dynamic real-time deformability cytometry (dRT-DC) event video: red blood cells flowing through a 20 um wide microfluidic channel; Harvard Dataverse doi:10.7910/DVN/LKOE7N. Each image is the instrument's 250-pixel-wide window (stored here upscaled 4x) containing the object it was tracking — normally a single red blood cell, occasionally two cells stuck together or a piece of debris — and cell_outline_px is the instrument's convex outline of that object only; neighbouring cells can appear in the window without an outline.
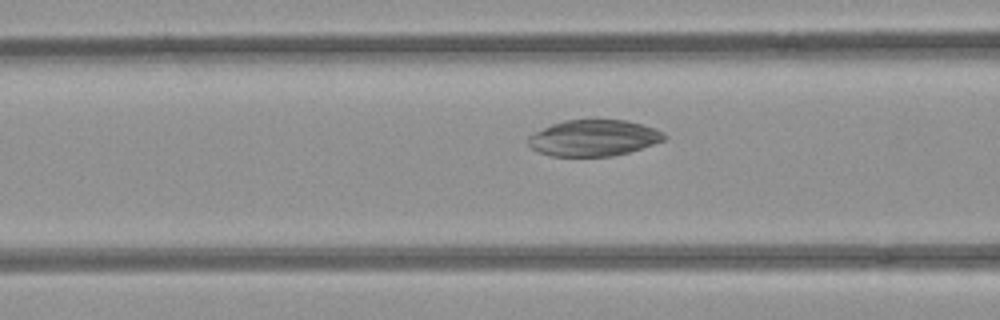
{"species": "common noctule bat (a hibernating species)", "species_latin": "Nyctalus noctula", "temperature_condition": "room temperature", "stored_images_in_passage": 7, "camera_frame_rate_fps": 3000, "um_per_image_px": 0.085, "animal": {"sex": "female", "body_mass_g": 21.9}, "frame": {"image": 1, "passage_image": 5, "time_ms": 1.333, "image_size_px": [1000, 320], "cell_outline_px": [[668, 136], [664, 140], [628, 152], [612, 156], [552, 156], [540, 152], [532, 148], [528, 144], [528, 136], [532, 132], [552, 124], [564, 120], [592, 116], [624, 120], [640, 124], [664, 132]], "centroid_in_image_um": [50.42, 11.68], "position_along_channel_um": 116.2, "area_um2": 29.36}}